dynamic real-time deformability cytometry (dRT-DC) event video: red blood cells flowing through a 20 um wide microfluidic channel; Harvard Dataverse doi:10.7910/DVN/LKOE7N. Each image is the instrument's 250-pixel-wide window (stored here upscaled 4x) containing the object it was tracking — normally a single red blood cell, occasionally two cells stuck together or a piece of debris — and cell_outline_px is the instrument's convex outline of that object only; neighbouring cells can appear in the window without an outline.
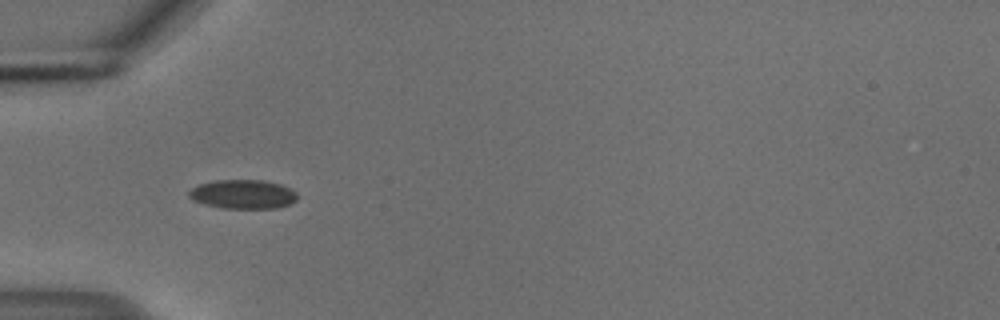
{"species": "common noctule bat (a hibernating species)", "species_latin": "Nyctalus noctula", "temperature_condition": "cold", "stored_images_in_passage": 11, "camera_frame_rate_fps": 3000, "um_per_image_px": 0.085, "animal": {"sex": "male", "body_mass_g": 18.8}, "frame": {"image": 1, "passage_image": 4, "time_ms": 1.0, "image_size_px": [1000, 320], "cell_outline_px": [[296, 200], [292, 204], [276, 208], [220, 208], [204, 204], [192, 200], [188, 196], [188, 192], [192, 188], [200, 184], [216, 180], [260, 180], [280, 184], [296, 192]], "centroid_in_image_um": [20.63, 16.52], "position_along_channel_um": 64.4, "area_um2": 18.32}}